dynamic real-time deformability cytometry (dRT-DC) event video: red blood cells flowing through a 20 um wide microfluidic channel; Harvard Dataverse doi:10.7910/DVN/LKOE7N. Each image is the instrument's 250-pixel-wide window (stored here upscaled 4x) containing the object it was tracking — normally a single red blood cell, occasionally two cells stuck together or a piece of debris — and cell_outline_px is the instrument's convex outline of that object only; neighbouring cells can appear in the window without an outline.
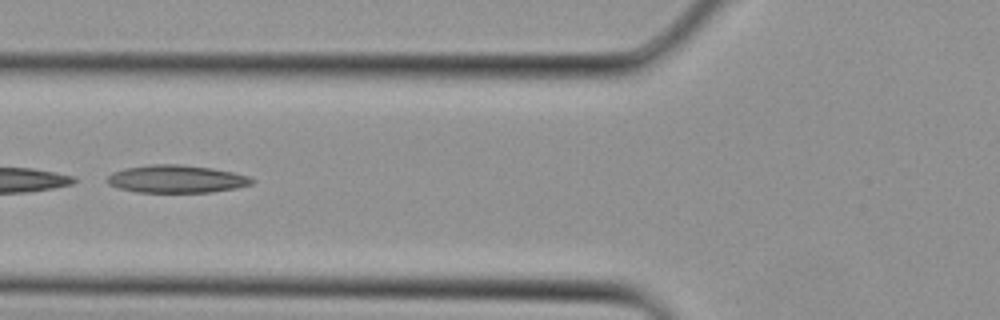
{"species": "Egyptian fruit bat (a non-hibernating species)", "species_latin": "Rousettus aegyptiacus", "temperature_condition": "cold", "stored_images_in_passage": 3, "camera_frame_rate_fps": 3000, "um_per_image_px": 0.085, "animal": {"sex": "female"}, "frame": {"image": 1, "passage_image": 3, "time_ms": 0.667, "image_size_px": [1000, 320], "cell_outline_px": [[256, 180], [252, 184], [236, 188], [212, 192], [136, 192], [120, 188], [108, 184], [104, 180], [112, 172], [124, 168], [148, 164], [180, 164], [212, 168], [252, 176]], "centroid_in_image_um": [15.0, 15.2], "position_along_channel_um": 110.8, "area_um2": 23.64}}